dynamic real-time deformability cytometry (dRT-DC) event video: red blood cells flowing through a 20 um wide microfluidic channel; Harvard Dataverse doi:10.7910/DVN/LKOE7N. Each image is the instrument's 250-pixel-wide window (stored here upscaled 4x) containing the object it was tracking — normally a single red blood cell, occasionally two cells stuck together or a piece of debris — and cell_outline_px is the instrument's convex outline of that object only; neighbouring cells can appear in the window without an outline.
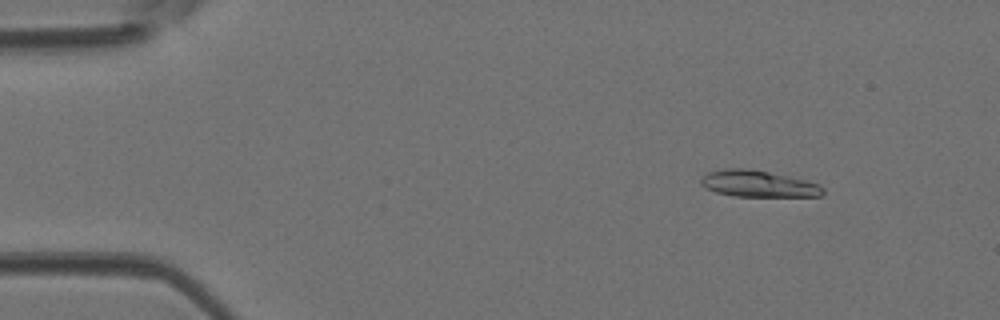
{"species": "Egyptian fruit bat (a non-hibernating species)", "species_latin": "Rousettus aegyptiacus", "temperature_condition": "room temperature", "stored_images_in_passage": 45, "camera_frame_rate_fps": 3000, "um_per_image_px": 0.085, "animal": {"sex": "female"}, "frame": {"image": 1, "passage_image": 5, "time_ms": 1.333, "image_size_px": [1000, 320], "cell_outline_px": [[824, 192], [820, 196], [732, 196], [716, 192], [700, 184], [700, 180], [708, 172], [724, 168], [748, 168], [788, 176], [820, 184], [824, 188]], "centroid_in_image_um": [64.44, 15.62], "position_along_channel_um": 20.6, "area_um2": 18.73}}
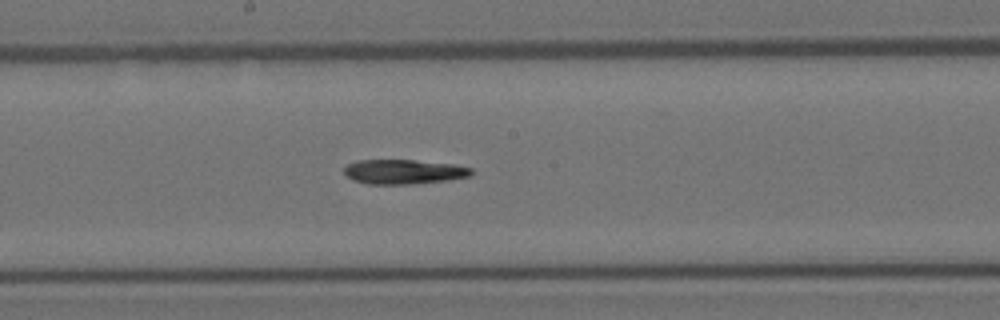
{"frame": {"image": 2, "passage_image": 24, "time_ms": 7.667, "image_size_px": [1000, 320], "cell_outline_px": [[472, 176], [448, 180], [408, 184], [368, 184], [352, 180], [344, 172], [344, 168], [348, 164], [356, 160], [412, 160], [452, 164], [472, 168]], "centroid_in_image_um": [34.31, 14.6], "position_along_channel_um": 213.9, "area_um2": 18.15}}
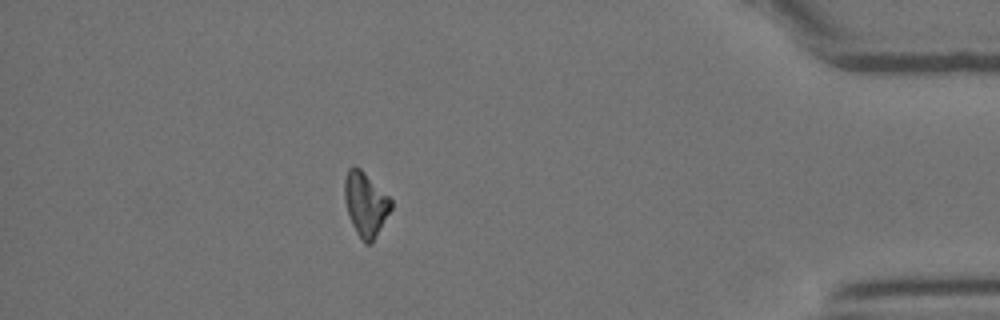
{"frame": {"image": 3, "passage_image": 40, "time_ms": 13.0, "image_size_px": [1000, 320], "cell_outline_px": [[392, 208], [372, 244], [364, 244], [356, 232], [348, 216], [344, 200], [344, 180], [348, 168], [352, 164], [360, 168], [392, 200]], "centroid_in_image_um": [31.05, 17.36], "position_along_channel_um": 404.2, "area_um2": 17.51}}